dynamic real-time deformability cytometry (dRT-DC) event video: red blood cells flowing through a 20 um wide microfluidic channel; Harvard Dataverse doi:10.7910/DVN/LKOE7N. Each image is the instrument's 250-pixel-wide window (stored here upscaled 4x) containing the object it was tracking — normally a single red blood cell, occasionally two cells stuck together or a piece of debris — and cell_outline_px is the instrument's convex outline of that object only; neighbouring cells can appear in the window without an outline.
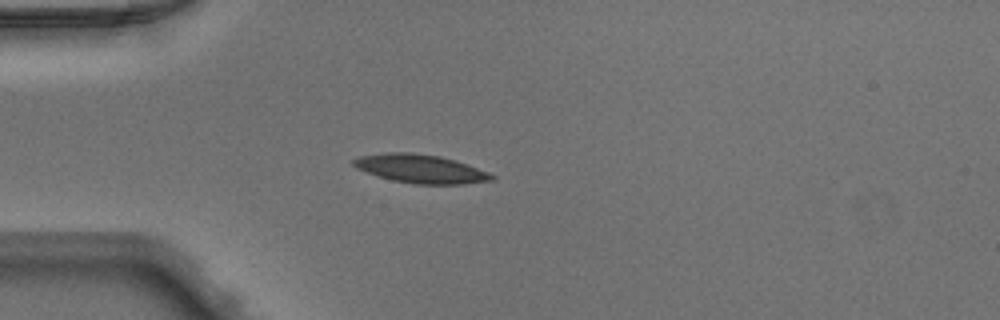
{"species": "Egyptian fruit bat (a non-hibernating species)", "species_latin": "Rousettus aegyptiacus", "temperature_condition": "warm", "stored_images_in_passage": 36, "camera_frame_rate_fps": 3000, "um_per_image_px": 0.085, "animal": {"sex": "male"}, "frame": {"image": 1, "passage_image": 4, "time_ms": 1.0, "image_size_px": [1000, 320], "cell_outline_px": [[496, 176], [492, 180], [464, 184], [416, 184], [392, 180], [376, 176], [356, 168], [352, 164], [352, 160], [360, 156], [388, 152], [412, 152], [440, 156], [456, 160], [488, 172]], "centroid_in_image_um": [35.73, 14.34], "position_along_channel_um": 49.3, "area_um2": 23.06}}
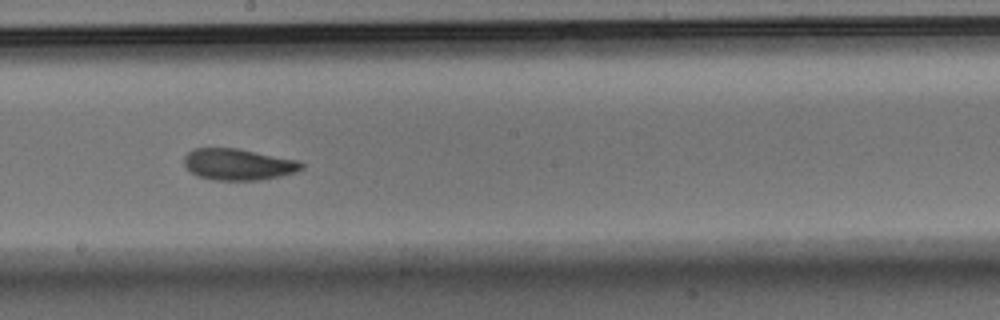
{"frame": {"image": 2, "passage_image": 18, "time_ms": 5.667, "image_size_px": [1000, 320], "cell_outline_px": [[304, 168], [280, 176], [260, 180], [212, 180], [196, 176], [184, 164], [184, 156], [192, 148], [236, 148], [296, 160], [304, 164]], "centroid_in_image_um": [20.2, 13.97], "position_along_channel_um": 228.0, "area_um2": 21.33}}
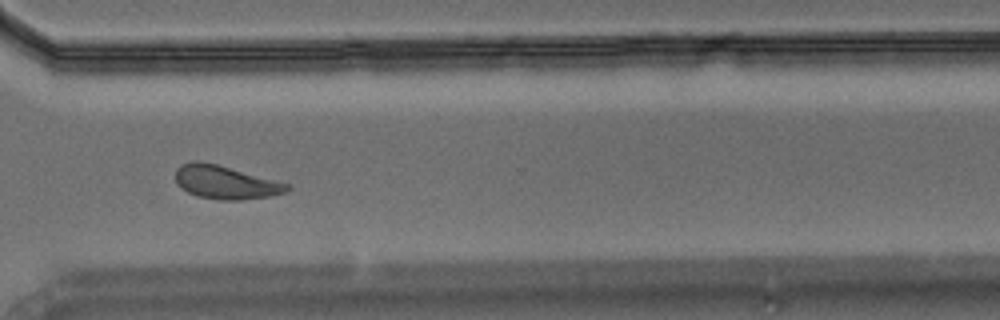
{"frame": {"image": 3, "passage_image": 27, "time_ms": 8.667, "image_size_px": [1000, 320], "cell_outline_px": [[292, 188], [288, 192], [272, 196], [240, 200], [220, 200], [196, 196], [180, 188], [176, 184], [176, 168], [180, 164], [192, 160], [196, 160], [216, 164], [292, 184]], "centroid_in_image_um": [19.19, 15.5], "position_along_channel_um": 351.4, "area_um2": 22.08}}